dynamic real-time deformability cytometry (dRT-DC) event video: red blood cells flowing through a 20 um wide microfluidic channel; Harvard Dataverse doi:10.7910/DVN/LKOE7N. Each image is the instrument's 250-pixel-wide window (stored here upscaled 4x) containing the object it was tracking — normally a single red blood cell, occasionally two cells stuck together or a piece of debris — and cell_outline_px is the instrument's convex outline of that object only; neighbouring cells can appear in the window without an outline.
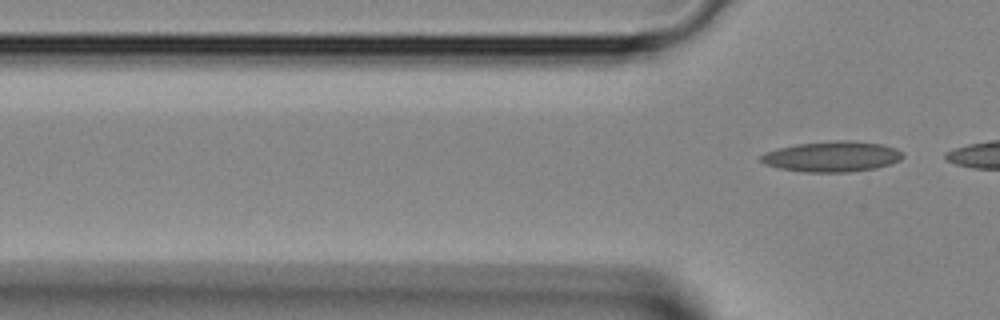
{"species": "Egyptian fruit bat (a non-hibernating species)", "species_latin": "Rousettus aegyptiacus", "temperature_condition": "room temperature", "stored_images_in_passage": 2, "camera_frame_rate_fps": 3000, "um_per_image_px": 0.085, "animal": {"sex": "female"}, "frame": {"image": 1, "passage_image": 2, "time_ms": 0.333, "image_size_px": [1000, 320], "cell_outline_px": [[904, 156], [900, 160], [876, 168], [848, 172], [808, 172], [780, 168], [764, 164], [760, 160], [760, 156], [768, 152], [780, 148], [796, 144], [836, 140], [852, 140], [880, 144], [896, 148], [904, 152]], "centroid_in_image_um": [70.76, 13.3], "position_along_channel_um": 55.0, "area_um2": 25.09}}